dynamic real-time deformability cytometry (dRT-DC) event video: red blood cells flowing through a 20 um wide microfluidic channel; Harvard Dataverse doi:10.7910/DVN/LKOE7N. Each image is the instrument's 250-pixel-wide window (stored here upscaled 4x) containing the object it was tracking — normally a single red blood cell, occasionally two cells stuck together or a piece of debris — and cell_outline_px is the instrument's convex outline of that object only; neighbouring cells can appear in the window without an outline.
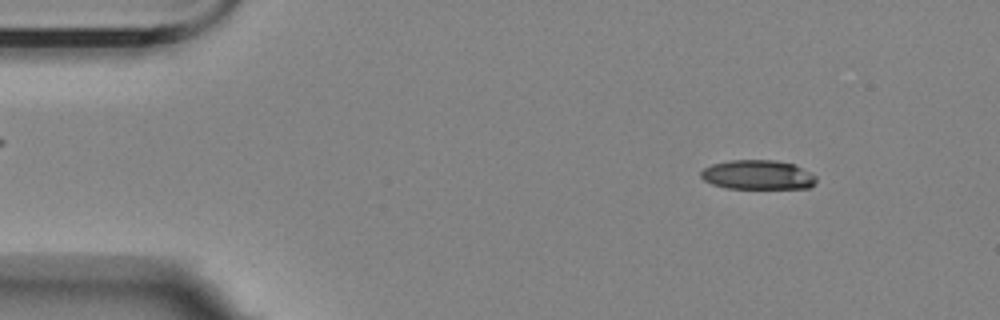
{"species": "Egyptian fruit bat (a non-hibernating species)", "species_latin": "Rousettus aegyptiacus", "temperature_condition": "room temperature", "stored_images_in_passage": 4, "camera_frame_rate_fps": 3000, "um_per_image_px": 0.085, "animal": {"sex": "female"}, "frame": {"image": 1, "passage_image": 1, "time_ms": 0.0, "image_size_px": [1000, 320], "cell_outline_px": [[816, 184], [808, 188], [724, 188], [712, 184], [704, 180], [700, 176], [700, 172], [704, 168], [712, 164], [728, 160], [776, 160], [792, 164], [816, 176]], "centroid_in_image_um": [64.37, 14.86], "position_along_channel_um": 20.6, "area_um2": 19.71}}
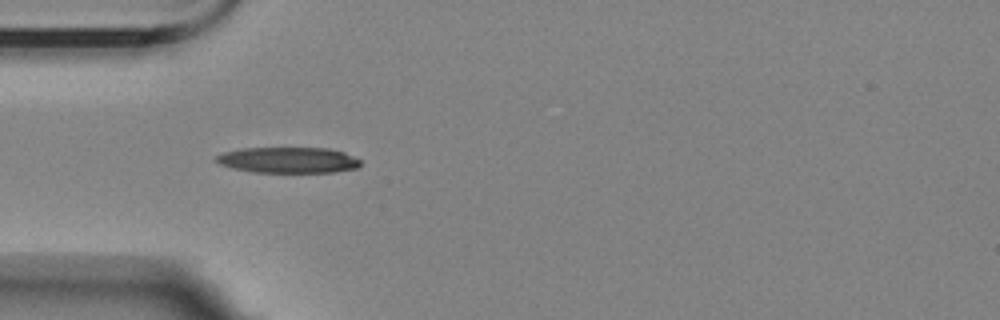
{"frame": {"image": 2, "passage_image": 4, "time_ms": 3.333, "image_size_px": [1000, 320], "cell_outline_px": [[360, 164], [356, 168], [336, 172], [252, 172], [232, 168], [220, 164], [216, 160], [216, 156], [224, 152], [244, 148], [328, 148], [344, 152], [360, 160]], "centroid_in_image_um": [24.5, 13.61], "position_along_channel_um": 60.5, "area_um2": 21.62}}